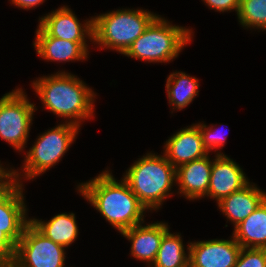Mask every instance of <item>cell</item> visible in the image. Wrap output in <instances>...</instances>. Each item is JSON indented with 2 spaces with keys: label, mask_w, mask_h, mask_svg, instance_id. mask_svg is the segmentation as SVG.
<instances>
[{
  "label": "cell",
  "mask_w": 266,
  "mask_h": 267,
  "mask_svg": "<svg viewBox=\"0 0 266 267\" xmlns=\"http://www.w3.org/2000/svg\"><path fill=\"white\" fill-rule=\"evenodd\" d=\"M77 191L119 233L144 222L147 209L129 185L115 179L106 169L89 181L79 183Z\"/></svg>",
  "instance_id": "obj_1"
},
{
  "label": "cell",
  "mask_w": 266,
  "mask_h": 267,
  "mask_svg": "<svg viewBox=\"0 0 266 267\" xmlns=\"http://www.w3.org/2000/svg\"><path fill=\"white\" fill-rule=\"evenodd\" d=\"M44 109L77 126L94 116L96 94L83 80L64 71L36 78L31 83ZM82 122V123H81Z\"/></svg>",
  "instance_id": "obj_2"
},
{
  "label": "cell",
  "mask_w": 266,
  "mask_h": 267,
  "mask_svg": "<svg viewBox=\"0 0 266 267\" xmlns=\"http://www.w3.org/2000/svg\"><path fill=\"white\" fill-rule=\"evenodd\" d=\"M122 176L147 211L159 210L166 198L174 193L176 168L164 154H144Z\"/></svg>",
  "instance_id": "obj_3"
},
{
  "label": "cell",
  "mask_w": 266,
  "mask_h": 267,
  "mask_svg": "<svg viewBox=\"0 0 266 267\" xmlns=\"http://www.w3.org/2000/svg\"><path fill=\"white\" fill-rule=\"evenodd\" d=\"M192 28L173 25L158 15L123 54L146 63H169L193 40Z\"/></svg>",
  "instance_id": "obj_4"
},
{
  "label": "cell",
  "mask_w": 266,
  "mask_h": 267,
  "mask_svg": "<svg viewBox=\"0 0 266 267\" xmlns=\"http://www.w3.org/2000/svg\"><path fill=\"white\" fill-rule=\"evenodd\" d=\"M158 15L147 9H117L93 17V42L124 54Z\"/></svg>",
  "instance_id": "obj_5"
},
{
  "label": "cell",
  "mask_w": 266,
  "mask_h": 267,
  "mask_svg": "<svg viewBox=\"0 0 266 267\" xmlns=\"http://www.w3.org/2000/svg\"><path fill=\"white\" fill-rule=\"evenodd\" d=\"M79 130L80 127L75 124L62 122L39 134L34 145L25 152L23 165L20 167L22 171L19 172L18 168L16 170L11 167L8 169L9 176L24 185L21 180L33 181L36 177L44 174L59 163L67 153L77 138Z\"/></svg>",
  "instance_id": "obj_6"
},
{
  "label": "cell",
  "mask_w": 266,
  "mask_h": 267,
  "mask_svg": "<svg viewBox=\"0 0 266 267\" xmlns=\"http://www.w3.org/2000/svg\"><path fill=\"white\" fill-rule=\"evenodd\" d=\"M23 187L10 176L0 185V266L14 261L16 244L30 222Z\"/></svg>",
  "instance_id": "obj_7"
},
{
  "label": "cell",
  "mask_w": 266,
  "mask_h": 267,
  "mask_svg": "<svg viewBox=\"0 0 266 267\" xmlns=\"http://www.w3.org/2000/svg\"><path fill=\"white\" fill-rule=\"evenodd\" d=\"M35 103H31L22 88L4 94L0 98V138L14 150L24 151L33 124Z\"/></svg>",
  "instance_id": "obj_8"
},
{
  "label": "cell",
  "mask_w": 266,
  "mask_h": 267,
  "mask_svg": "<svg viewBox=\"0 0 266 267\" xmlns=\"http://www.w3.org/2000/svg\"><path fill=\"white\" fill-rule=\"evenodd\" d=\"M65 249L29 222L16 244L14 262L20 267H65Z\"/></svg>",
  "instance_id": "obj_9"
},
{
  "label": "cell",
  "mask_w": 266,
  "mask_h": 267,
  "mask_svg": "<svg viewBox=\"0 0 266 267\" xmlns=\"http://www.w3.org/2000/svg\"><path fill=\"white\" fill-rule=\"evenodd\" d=\"M189 246L190 267H234L241 245L234 239H211L193 241Z\"/></svg>",
  "instance_id": "obj_10"
},
{
  "label": "cell",
  "mask_w": 266,
  "mask_h": 267,
  "mask_svg": "<svg viewBox=\"0 0 266 267\" xmlns=\"http://www.w3.org/2000/svg\"><path fill=\"white\" fill-rule=\"evenodd\" d=\"M44 15L39 17L38 24L49 36L72 42L88 43V39L93 42V17L82 24L67 5Z\"/></svg>",
  "instance_id": "obj_11"
},
{
  "label": "cell",
  "mask_w": 266,
  "mask_h": 267,
  "mask_svg": "<svg viewBox=\"0 0 266 267\" xmlns=\"http://www.w3.org/2000/svg\"><path fill=\"white\" fill-rule=\"evenodd\" d=\"M212 159V169L206 197L218 203L224 197L242 189L249 183L245 172L228 155H216Z\"/></svg>",
  "instance_id": "obj_12"
},
{
  "label": "cell",
  "mask_w": 266,
  "mask_h": 267,
  "mask_svg": "<svg viewBox=\"0 0 266 267\" xmlns=\"http://www.w3.org/2000/svg\"><path fill=\"white\" fill-rule=\"evenodd\" d=\"M143 224L145 223L137 224L120 234L131 242L130 255L136 260L146 262L147 267H151L156 259L162 238L170 227L168 223L162 221Z\"/></svg>",
  "instance_id": "obj_13"
},
{
  "label": "cell",
  "mask_w": 266,
  "mask_h": 267,
  "mask_svg": "<svg viewBox=\"0 0 266 267\" xmlns=\"http://www.w3.org/2000/svg\"><path fill=\"white\" fill-rule=\"evenodd\" d=\"M164 143L163 153L166 159L175 167L207 156L199 128L192 124L181 128Z\"/></svg>",
  "instance_id": "obj_14"
},
{
  "label": "cell",
  "mask_w": 266,
  "mask_h": 267,
  "mask_svg": "<svg viewBox=\"0 0 266 267\" xmlns=\"http://www.w3.org/2000/svg\"><path fill=\"white\" fill-rule=\"evenodd\" d=\"M207 156L185 163L176 168L178 194L188 200H201L207 196L212 160Z\"/></svg>",
  "instance_id": "obj_15"
},
{
  "label": "cell",
  "mask_w": 266,
  "mask_h": 267,
  "mask_svg": "<svg viewBox=\"0 0 266 267\" xmlns=\"http://www.w3.org/2000/svg\"><path fill=\"white\" fill-rule=\"evenodd\" d=\"M37 28L33 46L43 60L61 63L87 60L90 47L86 42H72L51 37L39 25Z\"/></svg>",
  "instance_id": "obj_16"
},
{
  "label": "cell",
  "mask_w": 266,
  "mask_h": 267,
  "mask_svg": "<svg viewBox=\"0 0 266 267\" xmlns=\"http://www.w3.org/2000/svg\"><path fill=\"white\" fill-rule=\"evenodd\" d=\"M266 199V192L249 182L242 189L231 193L217 203L223 215L234 228L246 219Z\"/></svg>",
  "instance_id": "obj_17"
},
{
  "label": "cell",
  "mask_w": 266,
  "mask_h": 267,
  "mask_svg": "<svg viewBox=\"0 0 266 267\" xmlns=\"http://www.w3.org/2000/svg\"><path fill=\"white\" fill-rule=\"evenodd\" d=\"M30 223L45 237L66 248L71 246L79 235V227L73 212L57 214L48 221L30 218Z\"/></svg>",
  "instance_id": "obj_18"
},
{
  "label": "cell",
  "mask_w": 266,
  "mask_h": 267,
  "mask_svg": "<svg viewBox=\"0 0 266 267\" xmlns=\"http://www.w3.org/2000/svg\"><path fill=\"white\" fill-rule=\"evenodd\" d=\"M242 248L266 249V199L232 233Z\"/></svg>",
  "instance_id": "obj_19"
},
{
  "label": "cell",
  "mask_w": 266,
  "mask_h": 267,
  "mask_svg": "<svg viewBox=\"0 0 266 267\" xmlns=\"http://www.w3.org/2000/svg\"><path fill=\"white\" fill-rule=\"evenodd\" d=\"M199 79L182 71L170 73L166 80V93L172 113L186 108L199 94Z\"/></svg>",
  "instance_id": "obj_20"
},
{
  "label": "cell",
  "mask_w": 266,
  "mask_h": 267,
  "mask_svg": "<svg viewBox=\"0 0 266 267\" xmlns=\"http://www.w3.org/2000/svg\"><path fill=\"white\" fill-rule=\"evenodd\" d=\"M186 247L181 234L171 233L169 230L162 238L156 259L151 267H187L189 246Z\"/></svg>",
  "instance_id": "obj_21"
},
{
  "label": "cell",
  "mask_w": 266,
  "mask_h": 267,
  "mask_svg": "<svg viewBox=\"0 0 266 267\" xmlns=\"http://www.w3.org/2000/svg\"><path fill=\"white\" fill-rule=\"evenodd\" d=\"M237 18L244 28L265 31L266 0H240Z\"/></svg>",
  "instance_id": "obj_22"
},
{
  "label": "cell",
  "mask_w": 266,
  "mask_h": 267,
  "mask_svg": "<svg viewBox=\"0 0 266 267\" xmlns=\"http://www.w3.org/2000/svg\"><path fill=\"white\" fill-rule=\"evenodd\" d=\"M195 125L199 128L201 136H202V141L205 149L208 151V153L214 152L216 155H225V153L219 151V149H223L225 143H226V137L223 132L220 133L218 132V129H216L215 125L211 124V126L206 125L205 123L203 124L202 122L200 123H195Z\"/></svg>",
  "instance_id": "obj_23"
},
{
  "label": "cell",
  "mask_w": 266,
  "mask_h": 267,
  "mask_svg": "<svg viewBox=\"0 0 266 267\" xmlns=\"http://www.w3.org/2000/svg\"><path fill=\"white\" fill-rule=\"evenodd\" d=\"M234 267H266V249L242 248Z\"/></svg>",
  "instance_id": "obj_24"
},
{
  "label": "cell",
  "mask_w": 266,
  "mask_h": 267,
  "mask_svg": "<svg viewBox=\"0 0 266 267\" xmlns=\"http://www.w3.org/2000/svg\"><path fill=\"white\" fill-rule=\"evenodd\" d=\"M209 9L216 12H232L235 11L236 14L239 10L240 0H202Z\"/></svg>",
  "instance_id": "obj_25"
},
{
  "label": "cell",
  "mask_w": 266,
  "mask_h": 267,
  "mask_svg": "<svg viewBox=\"0 0 266 267\" xmlns=\"http://www.w3.org/2000/svg\"><path fill=\"white\" fill-rule=\"evenodd\" d=\"M9 1H11L10 3L13 4L14 6L24 10L33 9L36 6L38 7L39 5L45 2V0H9Z\"/></svg>",
  "instance_id": "obj_26"
},
{
  "label": "cell",
  "mask_w": 266,
  "mask_h": 267,
  "mask_svg": "<svg viewBox=\"0 0 266 267\" xmlns=\"http://www.w3.org/2000/svg\"><path fill=\"white\" fill-rule=\"evenodd\" d=\"M8 167L3 166V163L0 161V185L9 177Z\"/></svg>",
  "instance_id": "obj_27"
},
{
  "label": "cell",
  "mask_w": 266,
  "mask_h": 267,
  "mask_svg": "<svg viewBox=\"0 0 266 267\" xmlns=\"http://www.w3.org/2000/svg\"><path fill=\"white\" fill-rule=\"evenodd\" d=\"M0 267H20V266H18L14 261H10L9 263L4 264Z\"/></svg>",
  "instance_id": "obj_28"
}]
</instances>
